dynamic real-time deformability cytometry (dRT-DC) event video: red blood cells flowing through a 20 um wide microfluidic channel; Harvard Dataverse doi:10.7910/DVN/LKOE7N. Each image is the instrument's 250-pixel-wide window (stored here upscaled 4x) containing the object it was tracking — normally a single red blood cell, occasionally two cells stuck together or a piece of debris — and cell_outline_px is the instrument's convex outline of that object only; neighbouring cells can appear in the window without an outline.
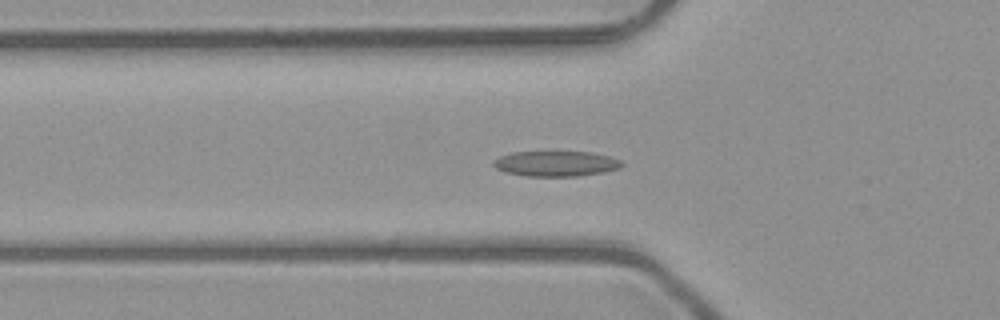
{"species": "common noctule bat (a hibernating species)", "species_latin": "Nyctalus noctula", "temperature_condition": "room temperature", "stored_images_in_passage": 53, "camera_frame_rate_fps": 3000, "um_per_image_px": 0.085, "animal": {"sex": "male", "body_mass_g": 23.1, "forearm_length_mm": 52.7}, "frame": {"image": 1, "passage_image": 18, "time_ms": 5.667, "image_size_px": [1000, 320], "cell_outline_px": [[624, 164], [620, 168], [604, 172], [576, 176], [524, 176], [508, 172], [496, 168], [492, 164], [492, 160], [500, 156], [512, 152], [592, 152], [608, 156], [620, 160]], "centroid_in_image_um": [47.25, 13.91], "position_along_channel_um": 78.6, "area_um2": 18.9}}
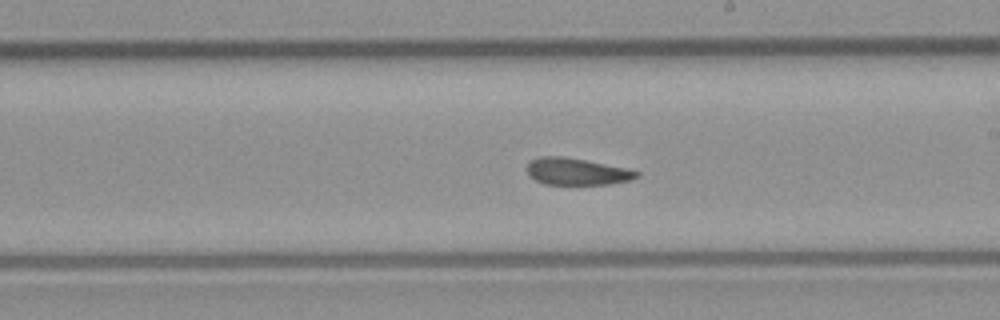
{"frame": {"image": 2, "passage_image": 30, "time_ms": 9.667, "image_size_px": [1000, 320], "cell_outline_px": [[640, 176], [628, 180], [608, 184], [544, 184], [528, 176], [528, 164], [532, 160], [540, 156], [564, 156], [628, 168], [640, 172]], "centroid_in_image_um": [49.03, 14.57], "position_along_channel_um": 240.0, "area_um2": 17.11}}
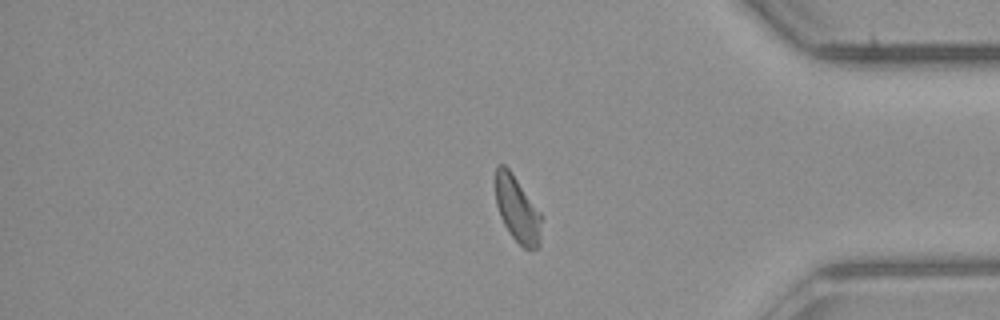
{"frame": {"image": 3, "passage_image": 43, "time_ms": 14.0, "image_size_px": [1000, 320], "cell_outline_px": [[544, 216], [540, 244], [536, 248], [524, 248], [508, 232], [500, 216], [496, 204], [496, 164], [504, 164], [512, 172]], "centroid_in_image_um": [44.01, 17.79], "position_along_channel_um": 391.2, "area_um2": 17.98}, "authors_computed_cell_mechanics": {"area_um2": 18.3804, "velocity_mm_per_s": 4.0147, "shape_relaxation_time_tau1_ms": 6.6492, "shape_relaxation_time_tau2_ms": 2.6917, "deformation_change_tau1": 0.1449, "deformation_change_tau2": 0.089}}